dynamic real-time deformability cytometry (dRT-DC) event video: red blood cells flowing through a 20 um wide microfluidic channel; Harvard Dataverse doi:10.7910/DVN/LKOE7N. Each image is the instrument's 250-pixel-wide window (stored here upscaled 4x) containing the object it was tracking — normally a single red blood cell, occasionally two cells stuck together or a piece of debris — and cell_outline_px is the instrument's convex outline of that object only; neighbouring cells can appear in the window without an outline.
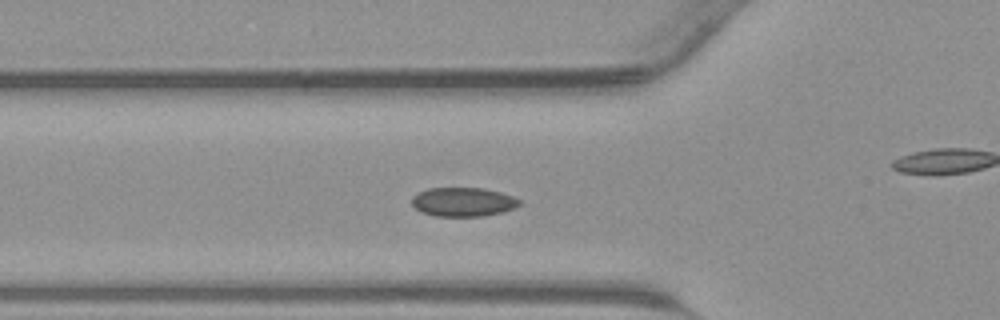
{"species": "common noctule bat (a hibernating species)", "species_latin": "Nyctalus noctula", "temperature_condition": "warm", "stored_images_in_passage": 46, "camera_frame_rate_fps": 3000, "um_per_image_px": 0.085, "animal": {"sex": "male", "body_mass_g": 23.1, "forearm_length_mm": 52.7}, "frame": {"image": 1, "passage_image": 16, "time_ms": 5.0, "image_size_px": [1000, 320], "cell_outline_px": [[520, 204], [516, 208], [504, 212], [484, 216], [436, 216], [420, 212], [412, 204], [412, 196], [428, 188], [484, 188], [500, 192], [512, 196], [520, 200]], "centroid_in_image_um": [39.38, 17.17], "position_along_channel_um": 86.4, "area_um2": 18.26}}
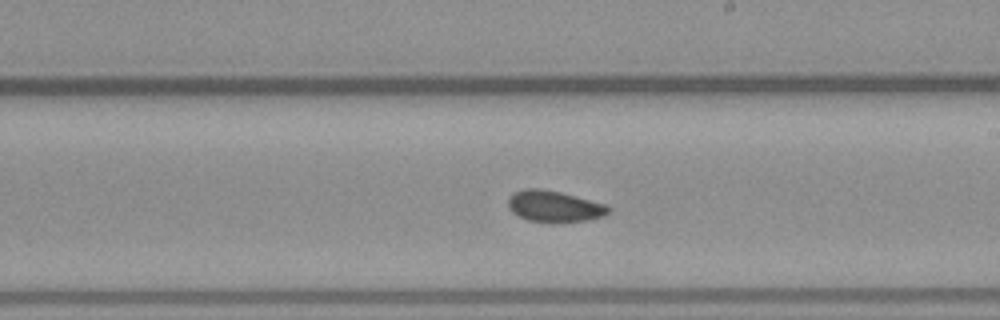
{"frame": {"image": 2, "passage_image": 26, "time_ms": 8.333, "image_size_px": [1000, 320], "cell_outline_px": [[612, 208], [604, 216], [588, 220], [552, 224], [528, 220], [512, 212], [508, 208], [508, 200], [512, 192], [524, 188], [540, 188], [560, 192], [608, 204]], "centroid_in_image_um": [47.12, 17.55], "position_along_channel_um": 241.9, "area_um2": 18.79}}
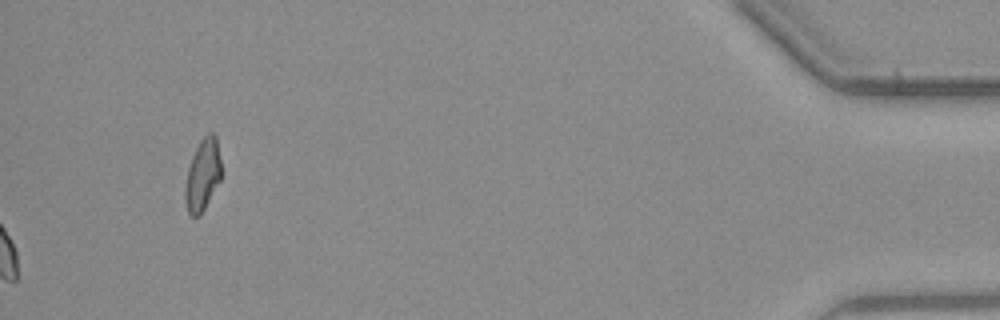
{"frame": {"image": 3, "passage_image": 46, "time_ms": 15.0, "image_size_px": [1000, 320], "cell_outline_px": [[220, 180], [200, 216], [192, 216], [188, 212], [184, 200], [184, 188], [188, 168], [192, 156], [200, 140], [208, 132], [212, 132], [216, 136], [220, 160]], "centroid_in_image_um": [17.2, 14.87], "position_along_channel_um": 418.0, "area_um2": 15.03}}